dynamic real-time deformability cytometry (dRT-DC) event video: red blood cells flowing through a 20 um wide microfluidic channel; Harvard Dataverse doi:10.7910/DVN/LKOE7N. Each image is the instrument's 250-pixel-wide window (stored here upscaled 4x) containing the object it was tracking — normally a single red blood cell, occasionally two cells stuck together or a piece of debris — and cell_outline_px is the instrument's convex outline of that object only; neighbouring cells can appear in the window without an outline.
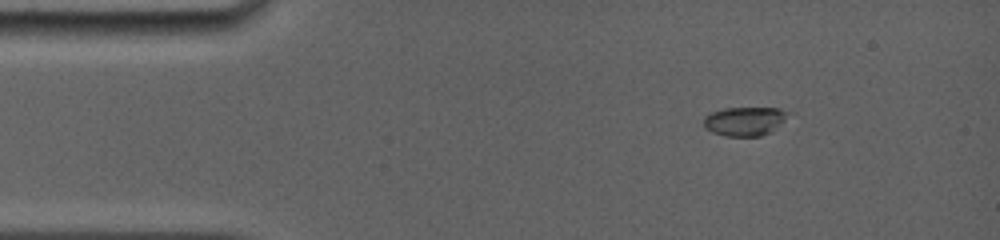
{"species": "common noctule bat (a hibernating species)", "species_latin": "Nyctalus noctula", "temperature_condition": "room temperature", "stored_images_in_passage": 37, "camera_frame_rate_fps": 5000, "um_per_image_px": 0.085, "animal": {"sex": "female", "body_mass_g": 19.0, "forearm_length_mm": 56.7}, "frame": {"image": 1, "passage_image": 1, "time_ms": 0.0, "image_size_px": [1000, 240], "cell_outline_px": [[792, 112], [772, 132], [760, 136], [724, 136], [712, 132], [704, 128], [704, 116], [712, 112], [724, 108], [780, 108]], "centroid_in_image_um": [63.32, 10.3], "position_along_channel_um": 21.7, "area_um2": 14.39}}
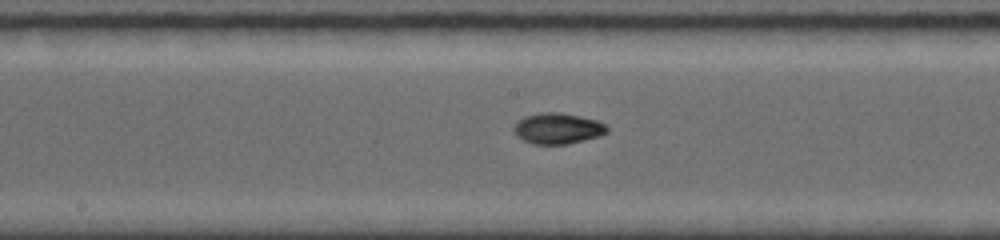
{"frame": {"image": 2, "passage_image": 16, "time_ms": 6.2, "image_size_px": [1000, 240], "cell_outline_px": [[608, 132], [600, 136], [568, 144], [532, 144], [516, 136], [512, 132], [512, 128], [524, 116], [540, 112], [560, 112], [580, 116], [596, 120], [604, 124], [608, 128]], "centroid_in_image_um": [47.38, 10.92], "position_along_channel_um": 200.8, "area_um2": 16.88}}
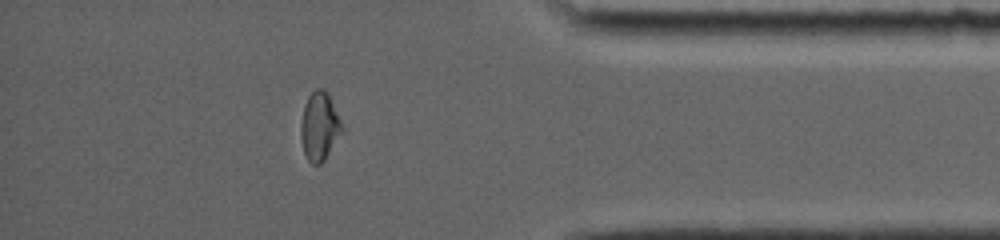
{"frame": {"image": 3, "passage_image": 31, "time_ms": 11.8, "image_size_px": [1000, 240], "cell_outline_px": [[344, 128], [324, 160], [320, 164], [312, 164], [308, 160], [304, 152], [300, 136], [300, 128], [304, 104], [308, 96], [316, 88], [324, 88], [328, 92]], "centroid_in_image_um": [27.15, 10.71], "position_along_channel_um": 408.1, "area_um2": 16.36}, "authors_computed_cell_mechanics": {"area_um2": 16.0684, "velocity_mm_per_s": 3.9519, "shape_relaxation_time_tau1_ms": 9.5363, "shape_relaxation_time_tau2_ms": null, "deformation_change_tau1": 0.309, "deformation_change_tau2": null}}